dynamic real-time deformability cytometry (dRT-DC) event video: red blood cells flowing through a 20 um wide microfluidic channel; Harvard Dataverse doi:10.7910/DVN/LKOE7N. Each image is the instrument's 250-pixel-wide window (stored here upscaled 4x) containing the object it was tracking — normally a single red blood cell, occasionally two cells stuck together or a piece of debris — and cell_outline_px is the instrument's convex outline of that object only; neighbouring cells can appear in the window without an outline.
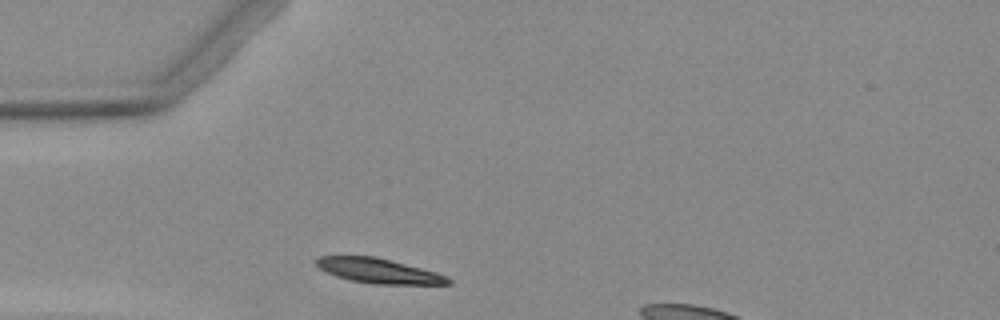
{"species": "Egyptian fruit bat (a non-hibernating species)", "species_latin": "Rousettus aegyptiacus", "temperature_condition": "warm", "stored_images_in_passage": 1, "camera_frame_rate_fps": 3000, "um_per_image_px": 0.085, "animal": {"sex": "female"}, "frame": {"image": 1, "passage_image": 1, "time_ms": 0.0, "image_size_px": [1000, 320], "cell_outline_px": [[452, 284], [372, 284], [348, 280], [336, 276], [320, 268], [316, 264], [316, 260], [320, 256], [376, 256], [392, 260], [436, 272], [448, 276], [452, 280]], "centroid_in_image_um": [32.22, 23.02], "position_along_channel_um": 52.8, "area_um2": 19.07}}